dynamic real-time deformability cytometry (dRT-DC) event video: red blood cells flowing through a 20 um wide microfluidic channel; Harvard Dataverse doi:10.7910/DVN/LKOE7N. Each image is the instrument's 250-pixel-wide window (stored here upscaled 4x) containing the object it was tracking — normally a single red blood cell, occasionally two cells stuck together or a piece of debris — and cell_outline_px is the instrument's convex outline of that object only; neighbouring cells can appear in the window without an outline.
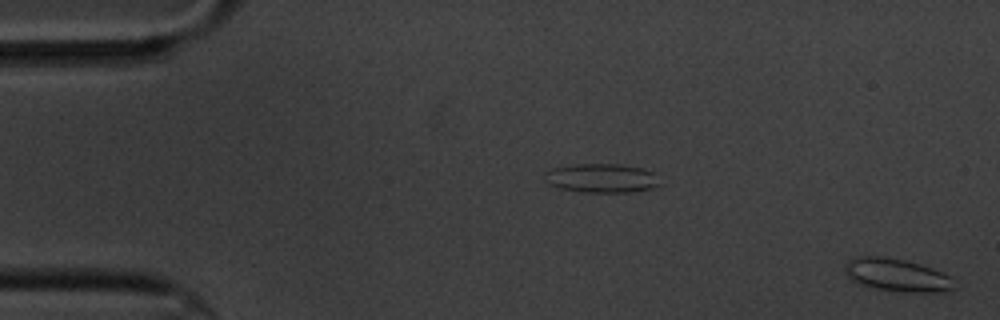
{"species": "common noctule bat (a hibernating species)", "species_latin": "Nyctalus noctula", "temperature_condition": "cold", "stored_images_in_passage": 3, "segment_of_instrument_passage": [2, 2], "camera_frame_rate_fps": 3000, "um_per_image_px": 0.085, "animal": {"sex": "male", "body_mass_g": 20.1, "forearm_length_mm": 53.5}, "frame": {"image": 1, "passage_image": 3, "time_ms": 3.0, "image_size_px": [1000, 320], "cell_outline_px": [[952, 288], [940, 292], [908, 292], [876, 288], [856, 284], [844, 272], [844, 264], [848, 260], [856, 256], [884, 256], [904, 260], [920, 264], [932, 268], [948, 276]], "centroid_in_image_um": [76.11, 23.36], "position_along_channel_um": 8.9, "area_um2": 20.63}}